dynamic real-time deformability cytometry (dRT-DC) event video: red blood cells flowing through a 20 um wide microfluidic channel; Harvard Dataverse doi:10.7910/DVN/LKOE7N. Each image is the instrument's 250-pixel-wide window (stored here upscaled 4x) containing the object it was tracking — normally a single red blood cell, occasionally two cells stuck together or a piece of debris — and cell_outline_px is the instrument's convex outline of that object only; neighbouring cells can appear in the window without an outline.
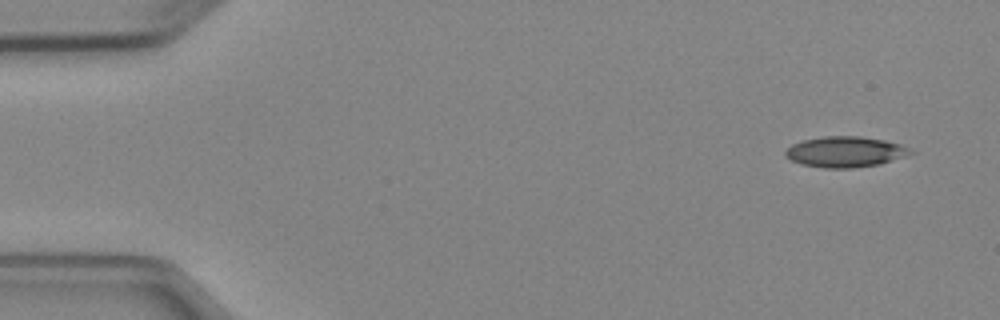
{"species": "Egyptian fruit bat (a non-hibernating species)", "species_latin": "Rousettus aegyptiacus", "temperature_condition": "cold", "stored_images_in_passage": 4, "camera_frame_rate_fps": 3000, "um_per_image_px": 0.085, "animal": {"sex": "female"}, "frame": {"image": 1, "passage_image": 1, "time_ms": 0.0, "image_size_px": [1000, 320], "cell_outline_px": [[916, 152], [908, 156], [880, 164], [852, 168], [824, 168], [800, 164], [784, 156], [784, 152], [792, 144], [804, 140], [824, 136], [860, 136], [884, 140], [900, 144], [912, 148]], "centroid_in_image_um": [71.89, 12.91], "position_along_channel_um": 13.1, "area_um2": 22.6}}
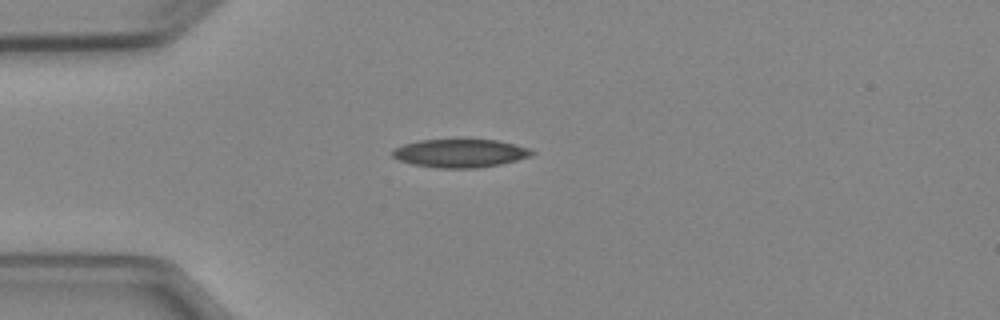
{"frame": {"image": 2, "passage_image": 4, "time_ms": 3.333, "image_size_px": [1000, 320], "cell_outline_px": [[536, 152], [532, 156], [500, 164], [476, 168], [436, 168], [412, 164], [400, 160], [392, 156], [392, 152], [396, 148], [404, 144], [420, 140], [496, 140], [528, 148]], "centroid_in_image_um": [39.11, 13.03], "position_along_channel_um": 45.9, "area_um2": 22.72}}